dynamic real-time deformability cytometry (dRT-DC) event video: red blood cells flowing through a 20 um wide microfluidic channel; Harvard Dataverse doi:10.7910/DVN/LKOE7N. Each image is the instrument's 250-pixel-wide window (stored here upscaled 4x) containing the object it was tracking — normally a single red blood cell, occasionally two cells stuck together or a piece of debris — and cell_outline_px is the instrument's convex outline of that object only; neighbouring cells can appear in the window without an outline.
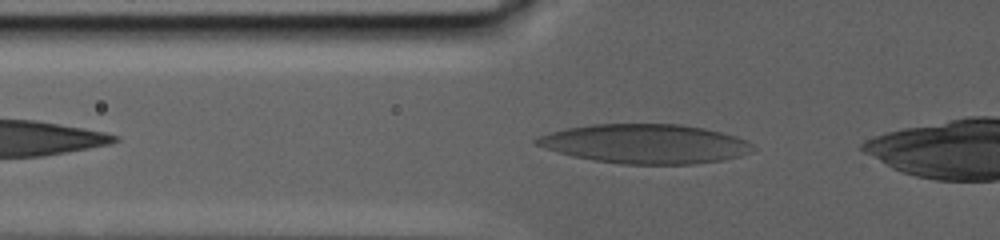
{"species": "human", "species_latin": "Homo sapiens", "temperature_condition": "warm", "stored_images_in_passage": 7, "camera_frame_rate_fps": 3000, "um_per_image_px": 0.085, "donor": {"sex": "male"}, "frame": {"image": 1, "passage_image": 3, "time_ms": 1.0, "image_size_px": [1000, 240], "cell_outline_px": [[756, 148], [752, 152], [740, 156], [720, 160], [696, 164], [620, 164], [592, 160], [572, 156], [544, 148], [536, 144], [532, 140], [540, 136], [552, 132], [568, 128], [592, 124], [680, 124], [704, 128], [736, 136], [752, 144]], "centroid_in_image_um": [54.85, 12.23], "position_along_channel_um": 70.9, "area_um2": 49.48}}